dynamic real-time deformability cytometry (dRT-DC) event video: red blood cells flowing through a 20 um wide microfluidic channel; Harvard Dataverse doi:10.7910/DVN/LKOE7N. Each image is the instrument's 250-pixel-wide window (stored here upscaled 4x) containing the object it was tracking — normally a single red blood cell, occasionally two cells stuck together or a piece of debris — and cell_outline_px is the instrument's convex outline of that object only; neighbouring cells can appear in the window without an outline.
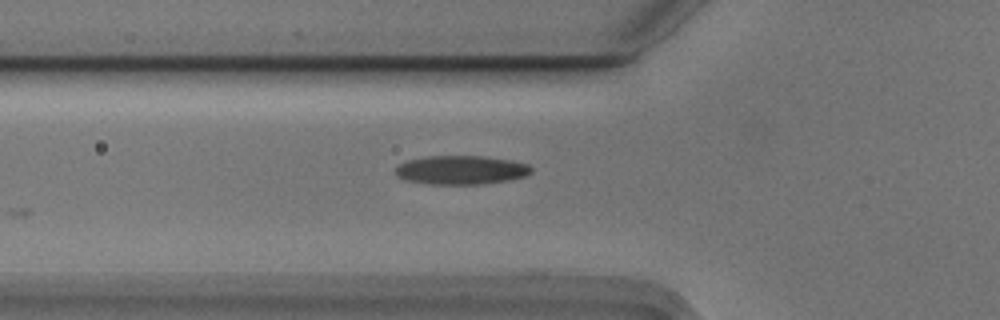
{"species": "Egyptian fruit bat (a non-hibernating species)", "species_latin": "Rousettus aegyptiacus", "temperature_condition": "cold", "stored_images_in_passage": 7, "camera_frame_rate_fps": 3000, "um_per_image_px": 0.085, "animal": {"sex": "male"}, "frame": {"image": 1, "passage_image": 2, "time_ms": 0.333, "image_size_px": [1000, 320], "cell_outline_px": [[532, 172], [524, 176], [508, 180], [480, 184], [428, 184], [408, 180], [396, 176], [396, 168], [400, 164], [408, 160], [428, 156], [480, 156], [508, 160], [528, 164], [532, 168]], "centroid_in_image_um": [39.19, 14.45], "position_along_channel_um": 86.6, "area_um2": 22.54}}
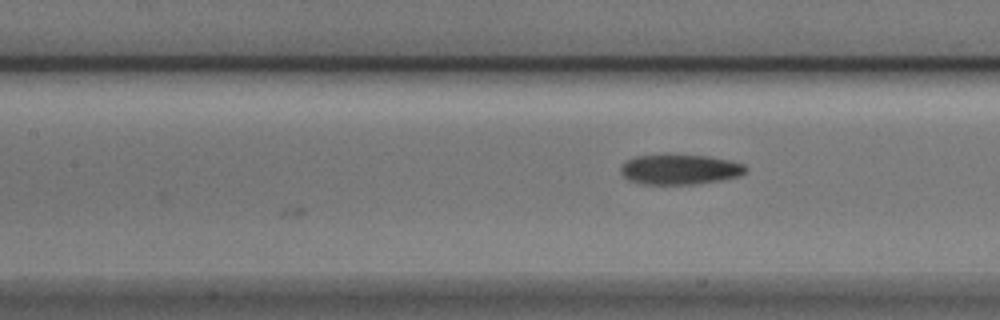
{"frame": {"image": 2, "passage_image": 7, "time_ms": 2.0, "image_size_px": [1000, 320], "cell_outline_px": [[748, 168], [740, 176], [720, 180], [696, 184], [640, 184], [628, 180], [620, 172], [620, 168], [628, 160], [636, 156], [704, 156], [728, 160], [744, 164]], "centroid_in_image_um": [57.79, 14.43], "position_along_channel_um": 149.6, "area_um2": 21.44}}